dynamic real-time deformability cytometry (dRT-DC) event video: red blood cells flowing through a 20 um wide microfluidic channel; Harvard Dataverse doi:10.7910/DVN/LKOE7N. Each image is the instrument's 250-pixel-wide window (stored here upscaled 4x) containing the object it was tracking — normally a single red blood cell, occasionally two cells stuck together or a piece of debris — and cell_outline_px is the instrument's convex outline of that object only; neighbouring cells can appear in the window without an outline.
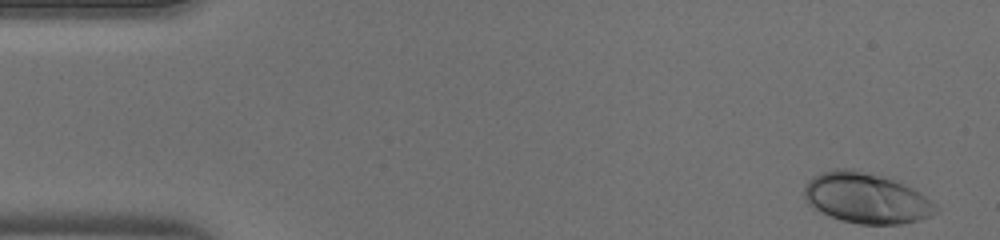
{"species": "human", "species_latin": "Homo sapiens", "temperature_condition": "warm", "stored_images_in_passage": 45, "camera_frame_rate_fps": 3000, "um_per_image_px": 0.085, "donor": {"sex": "male"}, "frame": {"image": 1, "passage_image": 1, "time_ms": 0.0, "image_size_px": [1000, 240], "cell_outline_px": [[936, 212], [920, 220], [900, 224], [860, 224], [840, 220], [828, 216], [812, 208], [804, 200], [804, 184], [812, 176], [820, 172], [836, 168], [852, 168], [884, 176], [912, 188], [920, 192], [932, 200], [936, 204]], "centroid_in_image_um": [73.57, 16.83], "position_along_channel_um": 11.4, "area_um2": 39.13}}
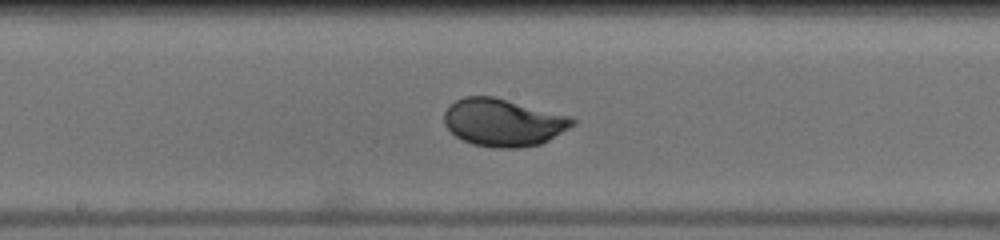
{"frame": {"image": 2, "passage_image": 23, "time_ms": 7.333, "image_size_px": [1000, 240], "cell_outline_px": [[576, 124], [548, 140], [540, 144], [520, 148], [492, 148], [472, 144], [456, 136], [444, 124], [444, 112], [456, 100], [464, 96], [492, 96], [572, 116], [576, 120]], "centroid_in_image_um": [42.79, 10.41], "position_along_channel_um": 205.4, "area_um2": 35.55}}
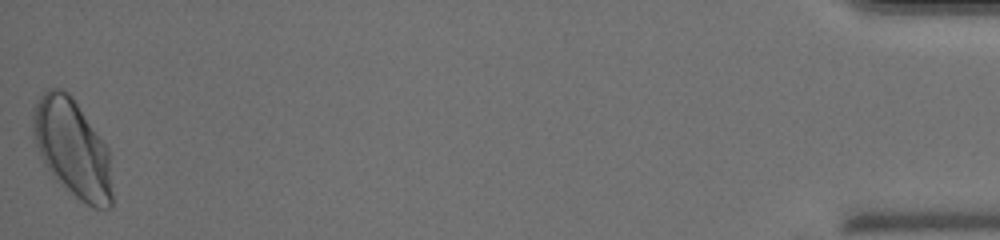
{"frame": {"image": 3, "passage_image": 45, "time_ms": 14.667, "image_size_px": [1000, 240], "cell_outline_px": [[112, 204], [108, 208], [92, 208], [80, 200], [56, 180], [44, 164], [40, 156], [36, 144], [32, 128], [32, 108], [40, 96], [48, 88], [60, 88], [68, 92], [72, 96], [108, 148], [112, 192]], "centroid_in_image_um": [6.14, 12.59], "position_along_channel_um": 429.1, "area_um2": 45.03}}